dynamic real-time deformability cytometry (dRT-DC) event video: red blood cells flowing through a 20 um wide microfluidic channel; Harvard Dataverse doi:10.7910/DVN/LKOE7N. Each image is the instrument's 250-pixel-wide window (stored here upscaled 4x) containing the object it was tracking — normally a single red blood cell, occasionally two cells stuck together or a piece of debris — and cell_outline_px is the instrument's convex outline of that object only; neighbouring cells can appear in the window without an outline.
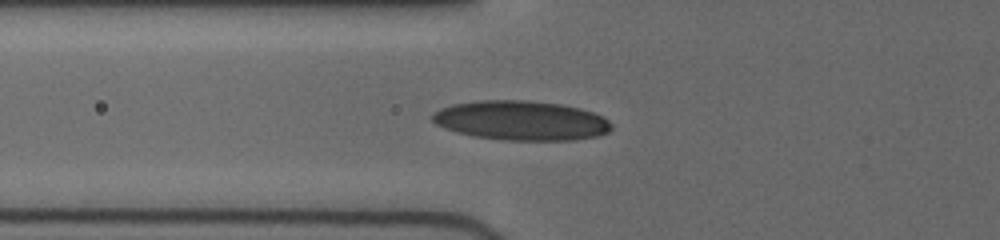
{"species": "human", "species_latin": "Homo sapiens", "temperature_condition": "cold", "stored_images_in_passage": 3, "camera_frame_rate_fps": 3000, "um_per_image_px": 0.085, "donor": {"sex": "female"}, "frame": {"image": 1, "passage_image": 2, "time_ms": 0.667, "image_size_px": [1000, 240], "cell_outline_px": [[612, 128], [608, 132], [596, 136], [572, 140], [500, 140], [476, 136], [456, 132], [444, 128], [436, 124], [432, 120], [432, 112], [440, 108], [452, 104], [476, 100], [528, 100], [564, 104], [580, 108], [604, 116], [612, 124]], "centroid_in_image_um": [44.29, 10.23], "position_along_channel_um": 81.5, "area_um2": 41.56}}